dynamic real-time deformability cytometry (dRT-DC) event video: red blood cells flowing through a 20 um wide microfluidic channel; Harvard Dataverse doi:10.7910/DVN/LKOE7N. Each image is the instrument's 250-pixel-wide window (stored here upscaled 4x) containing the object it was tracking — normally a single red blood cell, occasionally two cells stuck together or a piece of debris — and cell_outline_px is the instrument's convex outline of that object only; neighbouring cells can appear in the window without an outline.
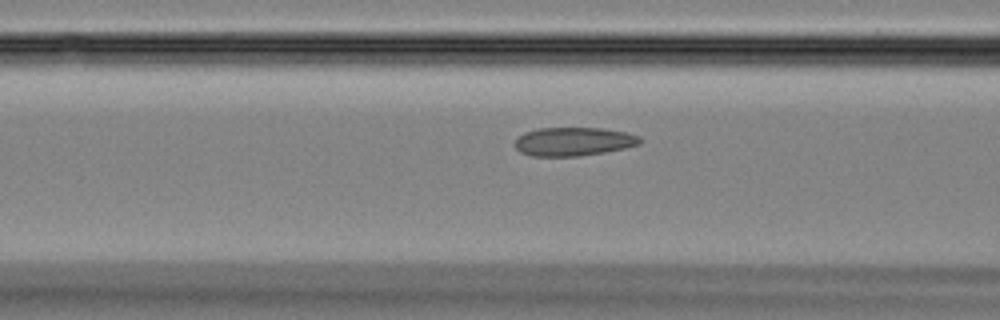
{"species": "Egyptian fruit bat (a non-hibernating species)", "species_latin": "Rousettus aegyptiacus", "temperature_condition": "room temperature", "stored_images_in_passage": 47, "camera_frame_rate_fps": 3000, "um_per_image_px": 0.085, "animal": {"sex": "female"}, "frame": {"image": 1, "passage_image": 19, "time_ms": 6.0, "image_size_px": [1000, 320], "cell_outline_px": [[644, 140], [640, 144], [624, 148], [604, 152], [580, 156], [532, 156], [520, 152], [516, 148], [516, 140], [524, 132], [536, 128], [600, 128], [628, 132], [640, 136]], "centroid_in_image_um": [48.79, 12.03], "position_along_channel_um": 117.8, "area_um2": 20.92}}
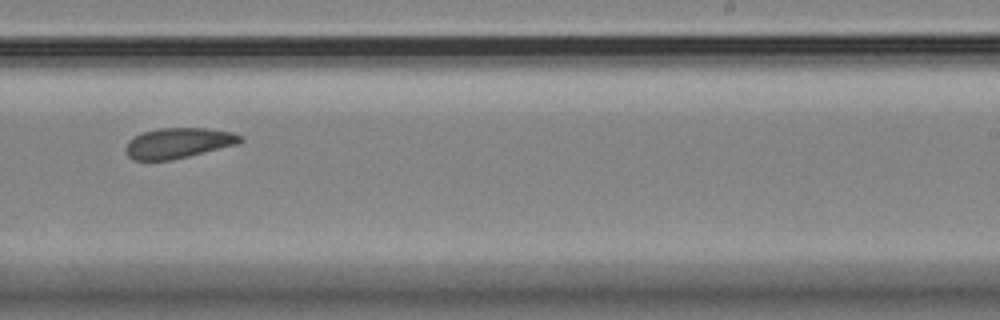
{"frame": {"image": 2, "passage_image": 30, "time_ms": 9.667, "image_size_px": [1000, 320], "cell_outline_px": [[244, 140], [236, 144], [172, 160], [132, 160], [128, 156], [124, 148], [128, 140], [144, 132], [160, 128], [208, 128], [232, 132], [244, 136]], "centroid_in_image_um": [15.15, 12.15], "position_along_channel_um": 273.9, "area_um2": 20.23}}
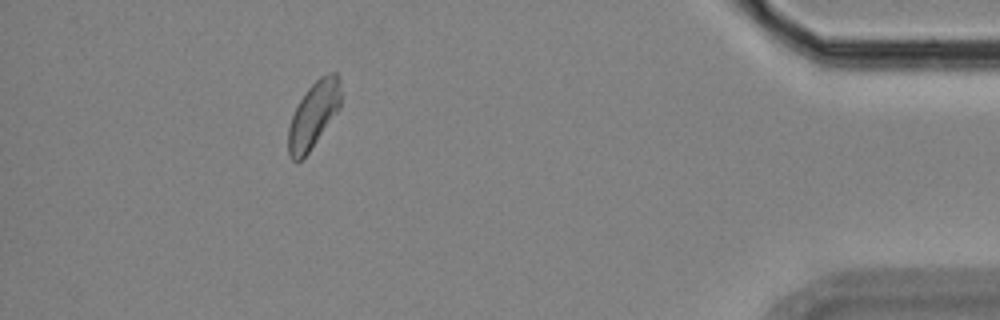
{"frame": {"image": 3, "passage_image": 43, "time_ms": 14.0, "image_size_px": [1000, 320], "cell_outline_px": [[340, 108], [308, 152], [300, 160], [292, 160], [288, 156], [288, 128], [292, 116], [300, 100], [308, 88], [320, 76], [328, 72], [336, 72], [340, 76]], "centroid_in_image_um": [26.65, 9.73], "position_along_channel_um": 408.5, "area_um2": 20.0}}